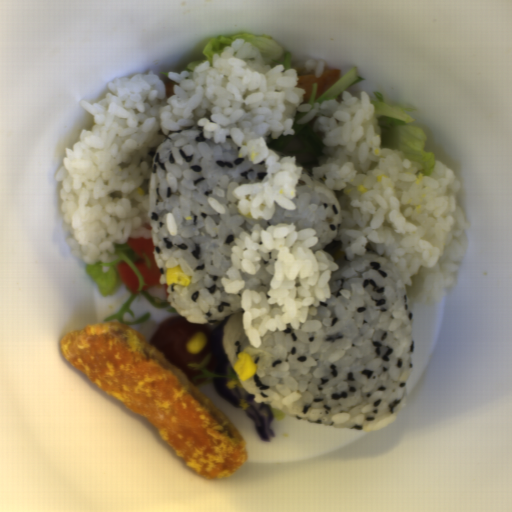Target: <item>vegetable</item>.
Returning a JSON list of instances; mask_svg holds the SVG:
<instances>
[{
  "instance_id": "6e5ebb59",
  "label": "vegetable",
  "mask_w": 512,
  "mask_h": 512,
  "mask_svg": "<svg viewBox=\"0 0 512 512\" xmlns=\"http://www.w3.org/2000/svg\"><path fill=\"white\" fill-rule=\"evenodd\" d=\"M126 289L130 295L128 297V299L116 311H114L112 314L107 316L105 318V320L103 321V323L104 322H123L124 323V317H125L126 313H128L130 317H133L135 315L131 309V306L135 302L137 296H139V295L137 293H133L127 286H126Z\"/></svg>"
},
{
  "instance_id": "96ceb2fe",
  "label": "vegetable",
  "mask_w": 512,
  "mask_h": 512,
  "mask_svg": "<svg viewBox=\"0 0 512 512\" xmlns=\"http://www.w3.org/2000/svg\"><path fill=\"white\" fill-rule=\"evenodd\" d=\"M306 114L307 112L297 111L291 124L293 129L291 135L280 134L278 138H272L266 143L271 148L278 150L284 144L300 139L302 146L298 150H290L287 154L294 156L301 153H307L311 155V159L300 162L302 167L309 164L320 165L318 158L323 155L325 148V143L318 137L309 121L299 122L306 116Z\"/></svg>"
},
{
  "instance_id": "f1789d4c",
  "label": "vegetable",
  "mask_w": 512,
  "mask_h": 512,
  "mask_svg": "<svg viewBox=\"0 0 512 512\" xmlns=\"http://www.w3.org/2000/svg\"><path fill=\"white\" fill-rule=\"evenodd\" d=\"M361 80H363L362 77L357 75V70L353 65L347 73H345L335 82V84L327 91L326 94L317 98L316 100L315 98L318 84H313L309 104H321L327 99H338L345 89L360 82Z\"/></svg>"
},
{
  "instance_id": "b0100df1",
  "label": "vegetable",
  "mask_w": 512,
  "mask_h": 512,
  "mask_svg": "<svg viewBox=\"0 0 512 512\" xmlns=\"http://www.w3.org/2000/svg\"><path fill=\"white\" fill-rule=\"evenodd\" d=\"M149 317H150V313H148V312H147V313H146L145 315H143L141 318H139V319H137V320H135V321H131V322H129L128 324H130V325H132V326H133V325H139V324H141L142 322H144L145 320H147Z\"/></svg>"
},
{
  "instance_id": "add77e79",
  "label": "vegetable",
  "mask_w": 512,
  "mask_h": 512,
  "mask_svg": "<svg viewBox=\"0 0 512 512\" xmlns=\"http://www.w3.org/2000/svg\"><path fill=\"white\" fill-rule=\"evenodd\" d=\"M373 94L378 100L369 102L381 128L380 148L403 152L418 162L421 175L429 177L435 166V157L434 153L424 149L425 135L413 117L415 110L392 104L377 91Z\"/></svg>"
},
{
  "instance_id": "ea0f7189",
  "label": "vegetable",
  "mask_w": 512,
  "mask_h": 512,
  "mask_svg": "<svg viewBox=\"0 0 512 512\" xmlns=\"http://www.w3.org/2000/svg\"><path fill=\"white\" fill-rule=\"evenodd\" d=\"M109 256L115 257L110 262L97 261L94 263L82 264L83 270L98 288L101 295L111 296L123 284L116 268V262L123 260L134 271L138 278V289L147 301L156 308H166L167 311L176 312V307L170 301L157 302L149 293L143 291L147 287L145 279L136 266V262L142 259L135 250L127 243H114V251Z\"/></svg>"
},
{
  "instance_id": "f7b5029e",
  "label": "vegetable",
  "mask_w": 512,
  "mask_h": 512,
  "mask_svg": "<svg viewBox=\"0 0 512 512\" xmlns=\"http://www.w3.org/2000/svg\"><path fill=\"white\" fill-rule=\"evenodd\" d=\"M239 39L255 45L261 53L262 62L269 65L271 69L280 65H282L284 71L290 69L291 55L288 48L279 44L275 39L243 31L230 36H214L202 49L208 59L189 63L183 68L184 71L189 74L207 61L208 66L213 68V55L220 56L225 48L232 47L234 41Z\"/></svg>"
},
{
  "instance_id": "8f37a823",
  "label": "vegetable",
  "mask_w": 512,
  "mask_h": 512,
  "mask_svg": "<svg viewBox=\"0 0 512 512\" xmlns=\"http://www.w3.org/2000/svg\"><path fill=\"white\" fill-rule=\"evenodd\" d=\"M211 353H208L202 362H194L187 366L191 367L195 371H200L201 375H197L190 379L189 381L191 384L195 382L196 380H207V379H230L234 381L235 383L239 384L241 383L239 375L233 371V369L227 364L226 368V374H218L215 372L210 371L207 368V364L211 359Z\"/></svg>"
}]
</instances>
